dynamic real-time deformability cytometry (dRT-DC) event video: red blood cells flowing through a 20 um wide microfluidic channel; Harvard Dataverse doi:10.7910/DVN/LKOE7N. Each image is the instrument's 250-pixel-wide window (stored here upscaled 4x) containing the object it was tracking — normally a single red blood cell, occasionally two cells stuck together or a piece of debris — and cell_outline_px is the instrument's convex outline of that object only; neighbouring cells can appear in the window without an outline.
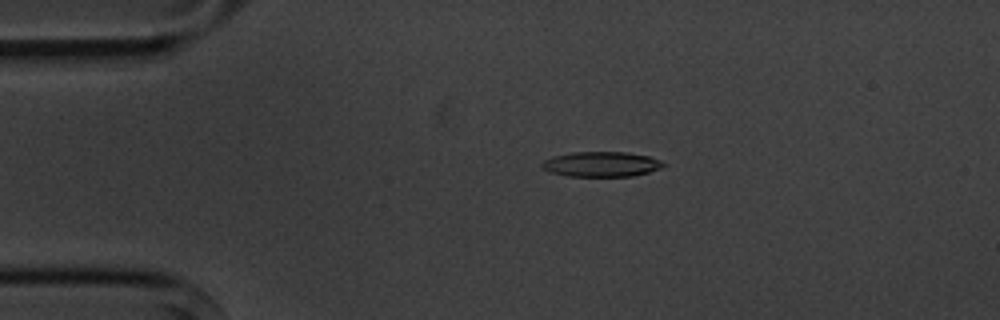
{"species": "common noctule bat (a hibernating species)", "species_latin": "Nyctalus noctula", "temperature_condition": "cold", "stored_images_in_passage": 3, "camera_frame_rate_fps": 3000, "um_per_image_px": 0.085, "animal": {"sex": "male", "body_mass_g": 20.1, "forearm_length_mm": 53.5}, "frame": {"image": 1, "passage_image": 2, "time_ms": 1.333, "image_size_px": [1000, 320], "cell_outline_px": [[664, 164], [660, 168], [648, 172], [632, 176], [568, 176], [548, 172], [540, 168], [540, 164], [544, 160], [552, 156], [572, 152], [628, 152], [648, 156], [660, 160]], "centroid_in_image_um": [51.04, 13.95], "position_along_channel_um": 34.0, "area_um2": 17.8}}